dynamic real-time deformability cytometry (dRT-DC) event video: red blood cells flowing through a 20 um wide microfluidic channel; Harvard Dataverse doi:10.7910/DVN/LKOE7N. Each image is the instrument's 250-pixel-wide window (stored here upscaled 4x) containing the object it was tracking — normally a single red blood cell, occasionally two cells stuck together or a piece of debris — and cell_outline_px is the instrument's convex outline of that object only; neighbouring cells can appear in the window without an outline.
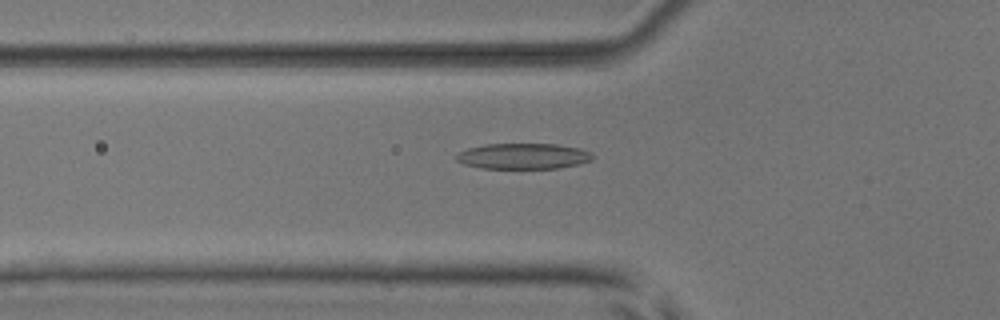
{"species": "common noctule bat (a hibernating species)", "species_latin": "Nyctalus noctula", "temperature_condition": "room temperature", "stored_images_in_passage": 53, "camera_frame_rate_fps": 3000, "um_per_image_px": 0.085, "animal": {"sex": "male", "body_mass_g": 17.9, "forearm_length_mm": 54.2}, "frame": {"image": 1, "passage_image": 19, "time_ms": 6.0, "image_size_px": [1000, 320], "cell_outline_px": [[592, 160], [580, 164], [560, 168], [480, 168], [464, 164], [456, 160], [456, 152], [468, 148], [484, 144], [556, 144], [580, 148], [592, 152]], "centroid_in_image_um": [44.47, 13.27], "position_along_channel_um": 81.3, "area_um2": 20.58}}
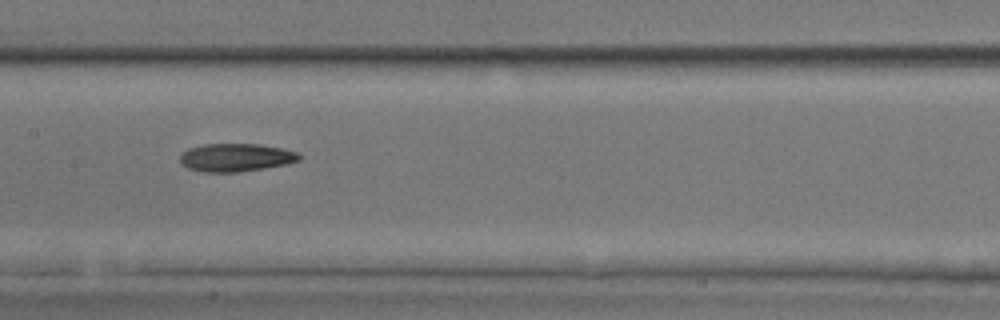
{"frame": {"image": 2, "passage_image": 27, "time_ms": 8.667, "image_size_px": [1000, 320], "cell_outline_px": [[300, 160], [284, 164], [264, 168], [236, 172], [204, 172], [188, 168], [180, 164], [180, 152], [188, 148], [204, 144], [260, 144], [284, 148], [296, 152], [300, 156]], "centroid_in_image_um": [20.0, 13.38], "position_along_channel_um": 187.4, "area_um2": 19.54}}
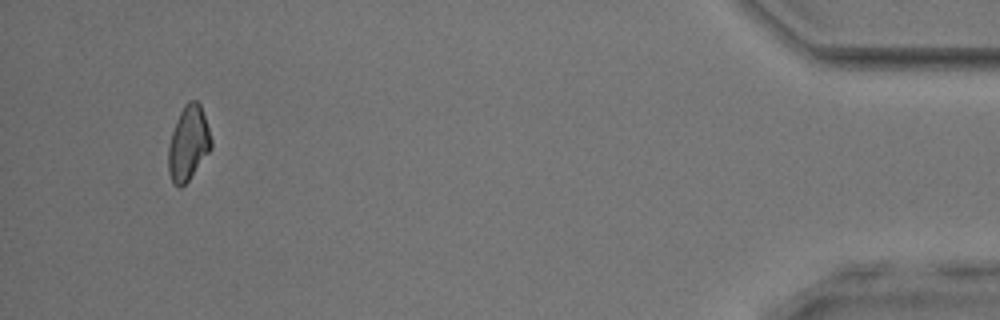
{"frame": {"image": 3, "passage_image": 50, "time_ms": 16.333, "image_size_px": [1000, 320], "cell_outline_px": [[212, 148], [188, 180], [180, 188], [172, 180], [168, 172], [168, 144], [176, 120], [184, 104], [188, 100], [196, 100], [200, 104], [212, 140]], "centroid_in_image_um": [16.0, 12.15], "position_along_channel_um": 419.2, "area_um2": 18.44}, "authors_computed_cell_mechanics": {"area_um2": 19.652, "velocity_mm_per_s": 3.9645, "shape_relaxation_time_tau1_ms": 9.1316, "shape_relaxation_time_tau2_ms": null, "deformation_change_tau1": 0.1845, "deformation_change_tau2": null}}